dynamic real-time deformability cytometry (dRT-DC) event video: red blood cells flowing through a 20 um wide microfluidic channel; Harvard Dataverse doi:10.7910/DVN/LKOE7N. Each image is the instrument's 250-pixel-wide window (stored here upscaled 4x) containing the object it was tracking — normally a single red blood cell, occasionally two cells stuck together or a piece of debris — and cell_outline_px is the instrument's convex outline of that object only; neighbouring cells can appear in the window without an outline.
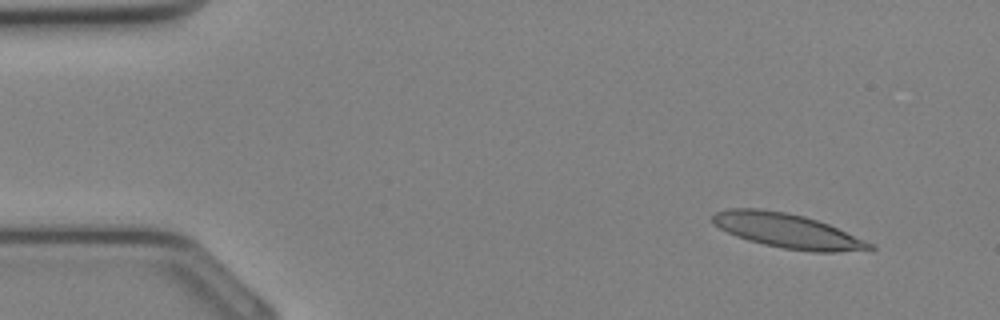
{"species": "Egyptian fruit bat (a non-hibernating species)", "species_latin": "Rousettus aegyptiacus", "temperature_condition": "cold", "stored_images_in_passage": 9, "camera_frame_rate_fps": 3000, "um_per_image_px": 0.085, "animal": {"sex": "female"}, "frame": {"image": 1, "passage_image": 2, "time_ms": 0.333, "image_size_px": [1000, 320], "cell_outline_px": [[876, 248], [836, 252], [812, 252], [784, 248], [764, 244], [748, 240], [736, 236], [712, 224], [708, 220], [716, 212], [728, 208], [760, 208], [784, 212], [804, 216], [828, 224], [876, 244]], "centroid_in_image_um": [66.9, 19.61], "position_along_channel_um": 18.1, "area_um2": 31.56}}